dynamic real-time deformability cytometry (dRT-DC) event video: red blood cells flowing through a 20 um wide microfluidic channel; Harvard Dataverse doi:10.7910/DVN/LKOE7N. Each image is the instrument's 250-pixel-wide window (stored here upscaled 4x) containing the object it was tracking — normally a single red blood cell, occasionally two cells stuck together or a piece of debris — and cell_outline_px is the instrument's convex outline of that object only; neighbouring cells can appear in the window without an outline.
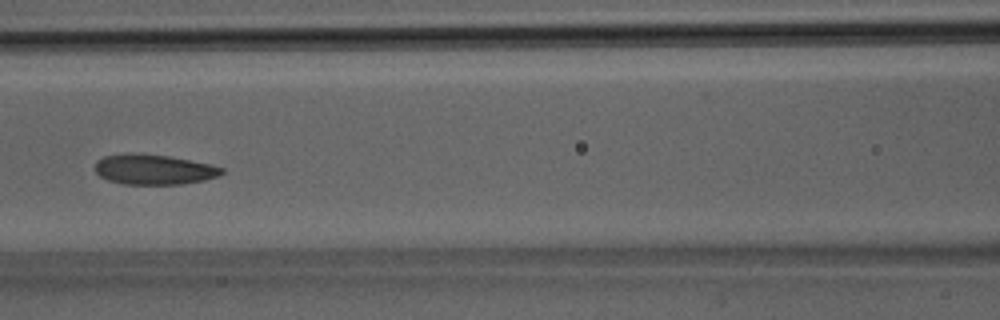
{"species": "Egyptian fruit bat (a non-hibernating species)", "species_latin": "Rousettus aegyptiacus", "temperature_condition": "room temperature", "stored_images_in_passage": 38, "camera_frame_rate_fps": 3000, "um_per_image_px": 0.085, "animal": {"sex": "male"}, "frame": {"image": 1, "passage_image": 17, "time_ms": 5.333, "image_size_px": [1000, 320], "cell_outline_px": [[224, 172], [216, 176], [204, 180], [184, 184], [124, 184], [108, 180], [100, 176], [96, 172], [96, 160], [104, 156], [128, 152], [144, 152], [168, 156], [212, 164], [224, 168]], "centroid_in_image_um": [13.06, 14.38], "position_along_channel_um": 153.5, "area_um2": 22.54}}